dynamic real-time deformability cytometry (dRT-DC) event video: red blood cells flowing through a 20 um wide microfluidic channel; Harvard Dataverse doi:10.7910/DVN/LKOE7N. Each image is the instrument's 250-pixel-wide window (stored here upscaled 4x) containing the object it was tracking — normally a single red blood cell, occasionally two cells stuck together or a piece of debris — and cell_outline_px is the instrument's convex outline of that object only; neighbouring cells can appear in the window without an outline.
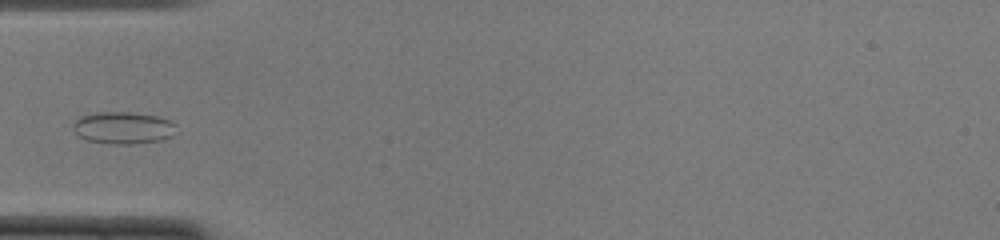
{"species": "common noctule bat (a hibernating species)", "species_latin": "Nyctalus noctula", "temperature_condition": "cold", "stored_images_in_passage": 35, "camera_frame_rate_fps": 3000, "um_per_image_px": 0.085, "animal": {"sex": "female", "body_mass_g": 22.0, "forearm_length_mm": 56.7}, "frame": {"image": 1, "passage_image": 1, "time_ms": 0.0, "image_size_px": [1000, 240], "cell_outline_px": [[176, 124], [172, 136], [164, 140], [132, 144], [112, 144], [88, 140], [80, 136], [72, 128], [72, 124], [80, 116], [96, 112], [128, 112], [156, 116], [172, 120]], "centroid_in_image_um": [10.48, 10.86], "position_along_channel_um": 74.5, "area_um2": 19.36}}
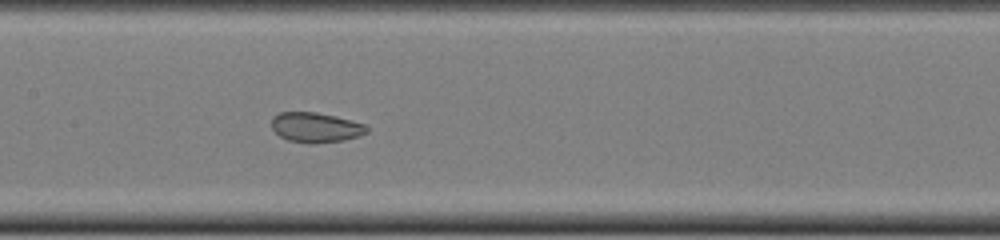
{"frame": {"image": 2, "passage_image": 9, "time_ms": 2.667, "image_size_px": [1000, 240], "cell_outline_px": [[368, 132], [360, 136], [344, 140], [316, 144], [308, 144], [288, 140], [280, 136], [272, 128], [272, 116], [280, 112], [316, 112], [336, 116], [364, 124], [368, 128]], "centroid_in_image_um": [26.83, 10.84], "position_along_channel_um": 180.6, "area_um2": 16.76}}
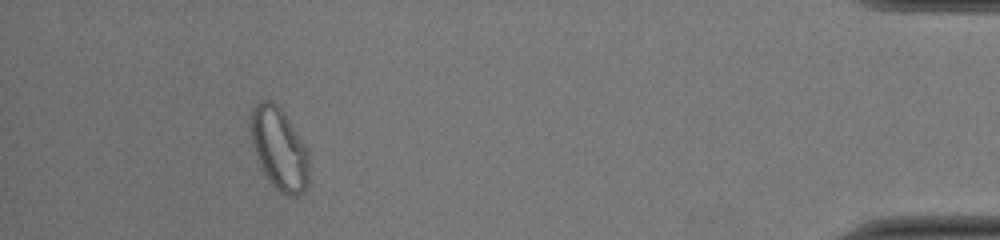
{"frame": {"image": 3, "passage_image": 31, "time_ms": 10.0, "image_size_px": [1000, 240], "cell_outline_px": [[308, 184], [304, 192], [296, 196], [288, 196], [280, 192], [268, 180], [252, 148], [248, 128], [248, 112], [260, 100], [272, 100], [284, 112], [308, 152]], "centroid_in_image_um": [23.67, 12.61], "position_along_channel_um": 411.5, "area_um2": 28.32}}